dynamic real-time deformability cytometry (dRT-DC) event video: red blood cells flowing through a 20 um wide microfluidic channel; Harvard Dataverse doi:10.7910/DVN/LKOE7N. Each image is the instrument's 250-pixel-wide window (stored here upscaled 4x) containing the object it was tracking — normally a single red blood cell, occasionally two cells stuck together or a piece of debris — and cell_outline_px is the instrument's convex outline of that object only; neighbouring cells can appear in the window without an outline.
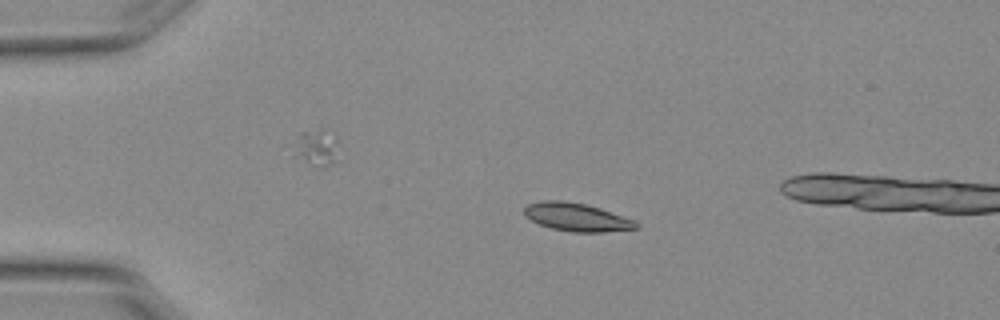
{"species": "Egyptian fruit bat (a non-hibernating species)", "species_latin": "Rousettus aegyptiacus", "temperature_condition": "warm", "stored_images_in_passage": 2, "camera_frame_rate_fps": 3000, "um_per_image_px": 0.085, "animal": {"sex": "female"}, "frame": {"image": 1, "passage_image": 1, "time_ms": 0.0, "image_size_px": [1000, 320], "cell_outline_px": [[640, 228], [604, 232], [572, 232], [552, 228], [540, 224], [524, 216], [524, 208], [528, 204], [544, 200], [560, 200], [584, 204], [600, 208], [636, 220], [640, 224]], "centroid_in_image_um": [49.06, 18.46], "position_along_channel_um": 35.9, "area_um2": 18.38}}